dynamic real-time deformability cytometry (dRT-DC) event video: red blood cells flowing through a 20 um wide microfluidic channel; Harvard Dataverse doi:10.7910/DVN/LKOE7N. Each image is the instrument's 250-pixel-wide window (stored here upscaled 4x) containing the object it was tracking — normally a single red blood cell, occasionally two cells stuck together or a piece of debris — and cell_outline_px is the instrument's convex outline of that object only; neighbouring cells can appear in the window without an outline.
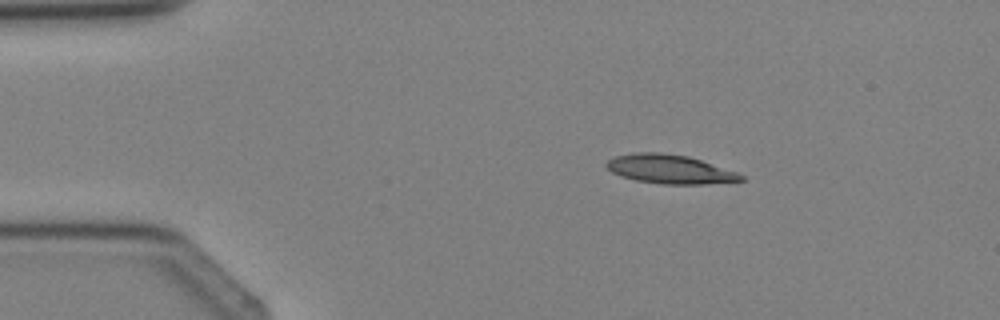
{"species": "Egyptian fruit bat (a non-hibernating species)", "species_latin": "Rousettus aegyptiacus", "temperature_condition": "cold", "stored_images_in_passage": 3, "segment_of_instrument_passage": [1, 2], "camera_frame_rate_fps": 3000, "um_per_image_px": 0.085, "animal": {"sex": "female"}, "frame": {"image": 1, "passage_image": 1, "time_ms": 0.0, "image_size_px": [1000, 320], "cell_outline_px": [[744, 180], [704, 184], [664, 184], [636, 180], [620, 176], [612, 172], [604, 164], [612, 156], [632, 152], [660, 152], [688, 156], [736, 172], [744, 176]], "centroid_in_image_um": [56.86, 14.37], "position_along_channel_um": 28.1, "area_um2": 22.6}}